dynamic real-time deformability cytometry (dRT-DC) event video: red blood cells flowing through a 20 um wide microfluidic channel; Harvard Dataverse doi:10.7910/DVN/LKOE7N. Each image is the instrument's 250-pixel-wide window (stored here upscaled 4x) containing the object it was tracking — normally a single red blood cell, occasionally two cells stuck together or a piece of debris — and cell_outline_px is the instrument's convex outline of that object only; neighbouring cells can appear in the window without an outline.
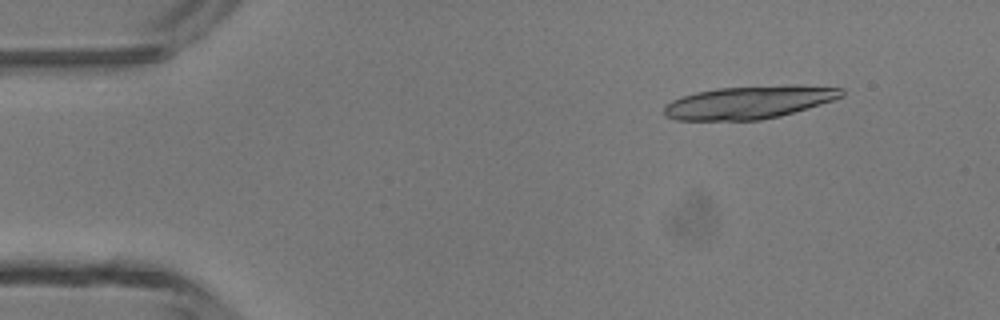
{"species": "common noctule bat (a hibernating species)", "species_latin": "Nyctalus noctula", "temperature_condition": "room temperature", "stored_images_in_passage": 15, "camera_frame_rate_fps": 3000, "um_per_image_px": 0.085, "animal": {"sex": "male", "body_mass_g": 13.3}, "frame": {"image": 1, "passage_image": 5, "time_ms": 1.333, "image_size_px": [1000, 320], "cell_outline_px": [[844, 96], [820, 104], [780, 116], [760, 120], [676, 120], [664, 116], [664, 104], [680, 96], [696, 92], [716, 88], [788, 84], [796, 84], [844, 88]], "centroid_in_image_um": [63.66, 8.68], "position_along_channel_um": 21.3, "area_um2": 34.39}}